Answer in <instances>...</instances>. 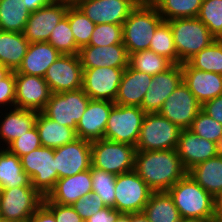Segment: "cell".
Instances as JSON below:
<instances>
[{"label": "cell", "mask_w": 222, "mask_h": 222, "mask_svg": "<svg viewBox=\"0 0 222 222\" xmlns=\"http://www.w3.org/2000/svg\"><path fill=\"white\" fill-rule=\"evenodd\" d=\"M149 50L161 55L173 64H182L177 55V50L173 40V33L168 21H162L156 28L151 39Z\"/></svg>", "instance_id": "8d00e7d4"}, {"label": "cell", "mask_w": 222, "mask_h": 222, "mask_svg": "<svg viewBox=\"0 0 222 222\" xmlns=\"http://www.w3.org/2000/svg\"><path fill=\"white\" fill-rule=\"evenodd\" d=\"M206 219L201 218H181L179 222H206Z\"/></svg>", "instance_id": "91938a15"}, {"label": "cell", "mask_w": 222, "mask_h": 222, "mask_svg": "<svg viewBox=\"0 0 222 222\" xmlns=\"http://www.w3.org/2000/svg\"><path fill=\"white\" fill-rule=\"evenodd\" d=\"M68 6L56 1L32 12L23 31L24 37L29 43L47 42L51 31L66 15Z\"/></svg>", "instance_id": "e0dca14e"}, {"label": "cell", "mask_w": 222, "mask_h": 222, "mask_svg": "<svg viewBox=\"0 0 222 222\" xmlns=\"http://www.w3.org/2000/svg\"><path fill=\"white\" fill-rule=\"evenodd\" d=\"M23 0H0V30L23 33L31 14Z\"/></svg>", "instance_id": "d6a6232c"}, {"label": "cell", "mask_w": 222, "mask_h": 222, "mask_svg": "<svg viewBox=\"0 0 222 222\" xmlns=\"http://www.w3.org/2000/svg\"><path fill=\"white\" fill-rule=\"evenodd\" d=\"M71 206L84 221L106 207L102 199L95 192L85 194Z\"/></svg>", "instance_id": "f6af8a7d"}, {"label": "cell", "mask_w": 222, "mask_h": 222, "mask_svg": "<svg viewBox=\"0 0 222 222\" xmlns=\"http://www.w3.org/2000/svg\"><path fill=\"white\" fill-rule=\"evenodd\" d=\"M20 186H32L30 177L23 171L18 156L0 148V189Z\"/></svg>", "instance_id": "4dcf8cb0"}, {"label": "cell", "mask_w": 222, "mask_h": 222, "mask_svg": "<svg viewBox=\"0 0 222 222\" xmlns=\"http://www.w3.org/2000/svg\"><path fill=\"white\" fill-rule=\"evenodd\" d=\"M125 68H83L82 89L92 100L114 102Z\"/></svg>", "instance_id": "5bb4252c"}, {"label": "cell", "mask_w": 222, "mask_h": 222, "mask_svg": "<svg viewBox=\"0 0 222 222\" xmlns=\"http://www.w3.org/2000/svg\"><path fill=\"white\" fill-rule=\"evenodd\" d=\"M134 171L154 192L168 191L188 174L175 149L136 151Z\"/></svg>", "instance_id": "6da1fadb"}, {"label": "cell", "mask_w": 222, "mask_h": 222, "mask_svg": "<svg viewBox=\"0 0 222 222\" xmlns=\"http://www.w3.org/2000/svg\"><path fill=\"white\" fill-rule=\"evenodd\" d=\"M168 22L178 58L182 63L187 62L216 39L197 17L172 19Z\"/></svg>", "instance_id": "277c9868"}, {"label": "cell", "mask_w": 222, "mask_h": 222, "mask_svg": "<svg viewBox=\"0 0 222 222\" xmlns=\"http://www.w3.org/2000/svg\"><path fill=\"white\" fill-rule=\"evenodd\" d=\"M189 130L199 137L214 143L222 136V124L208 116L202 110L193 120Z\"/></svg>", "instance_id": "7bdbcfd3"}, {"label": "cell", "mask_w": 222, "mask_h": 222, "mask_svg": "<svg viewBox=\"0 0 222 222\" xmlns=\"http://www.w3.org/2000/svg\"><path fill=\"white\" fill-rule=\"evenodd\" d=\"M92 192L102 199L106 207L114 208L115 184L117 175L98 169L91 165Z\"/></svg>", "instance_id": "ab89813d"}, {"label": "cell", "mask_w": 222, "mask_h": 222, "mask_svg": "<svg viewBox=\"0 0 222 222\" xmlns=\"http://www.w3.org/2000/svg\"><path fill=\"white\" fill-rule=\"evenodd\" d=\"M182 73L183 82L201 104L222 95V74L197 70L188 62L182 63Z\"/></svg>", "instance_id": "603a6c76"}, {"label": "cell", "mask_w": 222, "mask_h": 222, "mask_svg": "<svg viewBox=\"0 0 222 222\" xmlns=\"http://www.w3.org/2000/svg\"><path fill=\"white\" fill-rule=\"evenodd\" d=\"M121 214V212L112 207H105L89 217L85 222H116Z\"/></svg>", "instance_id": "681fc988"}, {"label": "cell", "mask_w": 222, "mask_h": 222, "mask_svg": "<svg viewBox=\"0 0 222 222\" xmlns=\"http://www.w3.org/2000/svg\"><path fill=\"white\" fill-rule=\"evenodd\" d=\"M216 156L222 157V136L215 142Z\"/></svg>", "instance_id": "11a10c76"}, {"label": "cell", "mask_w": 222, "mask_h": 222, "mask_svg": "<svg viewBox=\"0 0 222 222\" xmlns=\"http://www.w3.org/2000/svg\"><path fill=\"white\" fill-rule=\"evenodd\" d=\"M90 100L82 88L75 91L52 93L42 112L59 125L76 130Z\"/></svg>", "instance_id": "9c48e42d"}, {"label": "cell", "mask_w": 222, "mask_h": 222, "mask_svg": "<svg viewBox=\"0 0 222 222\" xmlns=\"http://www.w3.org/2000/svg\"><path fill=\"white\" fill-rule=\"evenodd\" d=\"M28 222H56L54 214L42 203Z\"/></svg>", "instance_id": "f907efd6"}, {"label": "cell", "mask_w": 222, "mask_h": 222, "mask_svg": "<svg viewBox=\"0 0 222 222\" xmlns=\"http://www.w3.org/2000/svg\"><path fill=\"white\" fill-rule=\"evenodd\" d=\"M152 77V75L145 72L134 70L129 66L126 67L114 103L117 105L140 107L149 89Z\"/></svg>", "instance_id": "484cf974"}, {"label": "cell", "mask_w": 222, "mask_h": 222, "mask_svg": "<svg viewBox=\"0 0 222 222\" xmlns=\"http://www.w3.org/2000/svg\"><path fill=\"white\" fill-rule=\"evenodd\" d=\"M53 214L56 222H85L71 205L43 203Z\"/></svg>", "instance_id": "7dc6e473"}, {"label": "cell", "mask_w": 222, "mask_h": 222, "mask_svg": "<svg viewBox=\"0 0 222 222\" xmlns=\"http://www.w3.org/2000/svg\"><path fill=\"white\" fill-rule=\"evenodd\" d=\"M0 222H11V221H7L5 219L0 218Z\"/></svg>", "instance_id": "be15d7a7"}, {"label": "cell", "mask_w": 222, "mask_h": 222, "mask_svg": "<svg viewBox=\"0 0 222 222\" xmlns=\"http://www.w3.org/2000/svg\"><path fill=\"white\" fill-rule=\"evenodd\" d=\"M181 218H215L213 196L205 191L189 174L168 191Z\"/></svg>", "instance_id": "7a4b0ae2"}, {"label": "cell", "mask_w": 222, "mask_h": 222, "mask_svg": "<svg viewBox=\"0 0 222 222\" xmlns=\"http://www.w3.org/2000/svg\"><path fill=\"white\" fill-rule=\"evenodd\" d=\"M5 107V108H4ZM15 107V71H11L0 81V108Z\"/></svg>", "instance_id": "bcb514c9"}, {"label": "cell", "mask_w": 222, "mask_h": 222, "mask_svg": "<svg viewBox=\"0 0 222 222\" xmlns=\"http://www.w3.org/2000/svg\"><path fill=\"white\" fill-rule=\"evenodd\" d=\"M47 42L61 54L77 55L79 53L80 48L76 45L74 35L69 25V20L66 15L51 31Z\"/></svg>", "instance_id": "f35d334b"}, {"label": "cell", "mask_w": 222, "mask_h": 222, "mask_svg": "<svg viewBox=\"0 0 222 222\" xmlns=\"http://www.w3.org/2000/svg\"><path fill=\"white\" fill-rule=\"evenodd\" d=\"M131 222H149V220L143 214V212H139V213H131Z\"/></svg>", "instance_id": "db71d44e"}, {"label": "cell", "mask_w": 222, "mask_h": 222, "mask_svg": "<svg viewBox=\"0 0 222 222\" xmlns=\"http://www.w3.org/2000/svg\"><path fill=\"white\" fill-rule=\"evenodd\" d=\"M77 6L96 25L102 23L120 24L128 18L137 6L136 0H82Z\"/></svg>", "instance_id": "d6986e66"}, {"label": "cell", "mask_w": 222, "mask_h": 222, "mask_svg": "<svg viewBox=\"0 0 222 222\" xmlns=\"http://www.w3.org/2000/svg\"><path fill=\"white\" fill-rule=\"evenodd\" d=\"M197 18L216 39H222V0H203Z\"/></svg>", "instance_id": "60d3db41"}, {"label": "cell", "mask_w": 222, "mask_h": 222, "mask_svg": "<svg viewBox=\"0 0 222 222\" xmlns=\"http://www.w3.org/2000/svg\"><path fill=\"white\" fill-rule=\"evenodd\" d=\"M154 191L134 171L117 175L114 209L124 214L142 212Z\"/></svg>", "instance_id": "8fae6325"}, {"label": "cell", "mask_w": 222, "mask_h": 222, "mask_svg": "<svg viewBox=\"0 0 222 222\" xmlns=\"http://www.w3.org/2000/svg\"><path fill=\"white\" fill-rule=\"evenodd\" d=\"M149 222H179L181 216L167 191L153 192L143 209Z\"/></svg>", "instance_id": "1f68e13d"}, {"label": "cell", "mask_w": 222, "mask_h": 222, "mask_svg": "<svg viewBox=\"0 0 222 222\" xmlns=\"http://www.w3.org/2000/svg\"><path fill=\"white\" fill-rule=\"evenodd\" d=\"M66 16L68 17L76 45L79 48L88 45L96 24L77 5H69Z\"/></svg>", "instance_id": "74e56055"}, {"label": "cell", "mask_w": 222, "mask_h": 222, "mask_svg": "<svg viewBox=\"0 0 222 222\" xmlns=\"http://www.w3.org/2000/svg\"><path fill=\"white\" fill-rule=\"evenodd\" d=\"M136 148L127 143L100 139L91 142L92 166L119 175L134 170Z\"/></svg>", "instance_id": "8992f818"}, {"label": "cell", "mask_w": 222, "mask_h": 222, "mask_svg": "<svg viewBox=\"0 0 222 222\" xmlns=\"http://www.w3.org/2000/svg\"><path fill=\"white\" fill-rule=\"evenodd\" d=\"M61 55L50 43H30L15 73L44 77L48 67Z\"/></svg>", "instance_id": "4316f807"}, {"label": "cell", "mask_w": 222, "mask_h": 222, "mask_svg": "<svg viewBox=\"0 0 222 222\" xmlns=\"http://www.w3.org/2000/svg\"><path fill=\"white\" fill-rule=\"evenodd\" d=\"M201 110L222 124V95L204 102Z\"/></svg>", "instance_id": "c3c4849f"}, {"label": "cell", "mask_w": 222, "mask_h": 222, "mask_svg": "<svg viewBox=\"0 0 222 222\" xmlns=\"http://www.w3.org/2000/svg\"><path fill=\"white\" fill-rule=\"evenodd\" d=\"M201 108L202 104L182 81L166 99L158 113L180 129H189Z\"/></svg>", "instance_id": "4fadbf2b"}, {"label": "cell", "mask_w": 222, "mask_h": 222, "mask_svg": "<svg viewBox=\"0 0 222 222\" xmlns=\"http://www.w3.org/2000/svg\"><path fill=\"white\" fill-rule=\"evenodd\" d=\"M40 137L36 126L30 131L23 134L20 138L15 139L6 149L19 158L41 147Z\"/></svg>", "instance_id": "ee69618b"}, {"label": "cell", "mask_w": 222, "mask_h": 222, "mask_svg": "<svg viewBox=\"0 0 222 222\" xmlns=\"http://www.w3.org/2000/svg\"><path fill=\"white\" fill-rule=\"evenodd\" d=\"M118 43H123V26L120 24L102 23L95 25L88 45L110 46Z\"/></svg>", "instance_id": "b9f144b4"}, {"label": "cell", "mask_w": 222, "mask_h": 222, "mask_svg": "<svg viewBox=\"0 0 222 222\" xmlns=\"http://www.w3.org/2000/svg\"><path fill=\"white\" fill-rule=\"evenodd\" d=\"M37 114V111L16 107L0 109V148H7L15 139L30 131L35 126Z\"/></svg>", "instance_id": "d4e9b609"}, {"label": "cell", "mask_w": 222, "mask_h": 222, "mask_svg": "<svg viewBox=\"0 0 222 222\" xmlns=\"http://www.w3.org/2000/svg\"><path fill=\"white\" fill-rule=\"evenodd\" d=\"M23 171L30 177L31 185L42 196L54 189L58 180L54 149L41 146L20 157Z\"/></svg>", "instance_id": "ba28073f"}, {"label": "cell", "mask_w": 222, "mask_h": 222, "mask_svg": "<svg viewBox=\"0 0 222 222\" xmlns=\"http://www.w3.org/2000/svg\"><path fill=\"white\" fill-rule=\"evenodd\" d=\"M188 174L213 197L222 190V157H213L195 165Z\"/></svg>", "instance_id": "f546056e"}, {"label": "cell", "mask_w": 222, "mask_h": 222, "mask_svg": "<svg viewBox=\"0 0 222 222\" xmlns=\"http://www.w3.org/2000/svg\"><path fill=\"white\" fill-rule=\"evenodd\" d=\"M203 0H160L155 5L164 21L198 16Z\"/></svg>", "instance_id": "e575fe53"}, {"label": "cell", "mask_w": 222, "mask_h": 222, "mask_svg": "<svg viewBox=\"0 0 222 222\" xmlns=\"http://www.w3.org/2000/svg\"><path fill=\"white\" fill-rule=\"evenodd\" d=\"M175 150L187 171L216 157L215 143L199 137L189 129H181Z\"/></svg>", "instance_id": "cb8c5ba5"}, {"label": "cell", "mask_w": 222, "mask_h": 222, "mask_svg": "<svg viewBox=\"0 0 222 222\" xmlns=\"http://www.w3.org/2000/svg\"><path fill=\"white\" fill-rule=\"evenodd\" d=\"M187 62L197 70L222 74V39H215Z\"/></svg>", "instance_id": "d590c367"}, {"label": "cell", "mask_w": 222, "mask_h": 222, "mask_svg": "<svg viewBox=\"0 0 222 222\" xmlns=\"http://www.w3.org/2000/svg\"><path fill=\"white\" fill-rule=\"evenodd\" d=\"M214 215L216 219H222V190L213 197Z\"/></svg>", "instance_id": "f5cc1de1"}, {"label": "cell", "mask_w": 222, "mask_h": 222, "mask_svg": "<svg viewBox=\"0 0 222 222\" xmlns=\"http://www.w3.org/2000/svg\"><path fill=\"white\" fill-rule=\"evenodd\" d=\"M26 4L27 9L30 13L40 9L41 7L47 6L58 0H23Z\"/></svg>", "instance_id": "816d5d0a"}, {"label": "cell", "mask_w": 222, "mask_h": 222, "mask_svg": "<svg viewBox=\"0 0 222 222\" xmlns=\"http://www.w3.org/2000/svg\"><path fill=\"white\" fill-rule=\"evenodd\" d=\"M206 222H222V219L213 218L211 220H207Z\"/></svg>", "instance_id": "6125c7cd"}, {"label": "cell", "mask_w": 222, "mask_h": 222, "mask_svg": "<svg viewBox=\"0 0 222 222\" xmlns=\"http://www.w3.org/2000/svg\"><path fill=\"white\" fill-rule=\"evenodd\" d=\"M92 193L90 169L73 176L58 179L54 189L43 198L42 203L72 205L85 194Z\"/></svg>", "instance_id": "44dd1931"}, {"label": "cell", "mask_w": 222, "mask_h": 222, "mask_svg": "<svg viewBox=\"0 0 222 222\" xmlns=\"http://www.w3.org/2000/svg\"><path fill=\"white\" fill-rule=\"evenodd\" d=\"M52 92L43 77L15 73V107L42 112Z\"/></svg>", "instance_id": "2e32d148"}, {"label": "cell", "mask_w": 222, "mask_h": 222, "mask_svg": "<svg viewBox=\"0 0 222 222\" xmlns=\"http://www.w3.org/2000/svg\"><path fill=\"white\" fill-rule=\"evenodd\" d=\"M35 126L44 147L55 149L77 139L75 129L59 125L43 112H38Z\"/></svg>", "instance_id": "83f0119b"}, {"label": "cell", "mask_w": 222, "mask_h": 222, "mask_svg": "<svg viewBox=\"0 0 222 222\" xmlns=\"http://www.w3.org/2000/svg\"><path fill=\"white\" fill-rule=\"evenodd\" d=\"M182 81V64H174L167 71L154 75L140 108L145 113H158Z\"/></svg>", "instance_id": "ac0fdd59"}, {"label": "cell", "mask_w": 222, "mask_h": 222, "mask_svg": "<svg viewBox=\"0 0 222 222\" xmlns=\"http://www.w3.org/2000/svg\"><path fill=\"white\" fill-rule=\"evenodd\" d=\"M181 129L159 113H146L136 151L176 149Z\"/></svg>", "instance_id": "5b68a950"}, {"label": "cell", "mask_w": 222, "mask_h": 222, "mask_svg": "<svg viewBox=\"0 0 222 222\" xmlns=\"http://www.w3.org/2000/svg\"><path fill=\"white\" fill-rule=\"evenodd\" d=\"M43 198L33 186L0 189V215L11 222H28Z\"/></svg>", "instance_id": "30bf717a"}, {"label": "cell", "mask_w": 222, "mask_h": 222, "mask_svg": "<svg viewBox=\"0 0 222 222\" xmlns=\"http://www.w3.org/2000/svg\"><path fill=\"white\" fill-rule=\"evenodd\" d=\"M114 102L90 100L76 127L77 138L90 142L104 139L105 128Z\"/></svg>", "instance_id": "ffe728a7"}, {"label": "cell", "mask_w": 222, "mask_h": 222, "mask_svg": "<svg viewBox=\"0 0 222 222\" xmlns=\"http://www.w3.org/2000/svg\"><path fill=\"white\" fill-rule=\"evenodd\" d=\"M52 93L79 90L83 86V68L77 55L61 54L43 77Z\"/></svg>", "instance_id": "7c38bea8"}, {"label": "cell", "mask_w": 222, "mask_h": 222, "mask_svg": "<svg viewBox=\"0 0 222 222\" xmlns=\"http://www.w3.org/2000/svg\"><path fill=\"white\" fill-rule=\"evenodd\" d=\"M60 2H64L68 5H77L82 0H58Z\"/></svg>", "instance_id": "94428289"}, {"label": "cell", "mask_w": 222, "mask_h": 222, "mask_svg": "<svg viewBox=\"0 0 222 222\" xmlns=\"http://www.w3.org/2000/svg\"><path fill=\"white\" fill-rule=\"evenodd\" d=\"M145 114L140 107L115 104L108 117L104 139L136 147Z\"/></svg>", "instance_id": "52a82bcc"}, {"label": "cell", "mask_w": 222, "mask_h": 222, "mask_svg": "<svg viewBox=\"0 0 222 222\" xmlns=\"http://www.w3.org/2000/svg\"><path fill=\"white\" fill-rule=\"evenodd\" d=\"M160 0H136L138 5H150L155 6Z\"/></svg>", "instance_id": "6f0895ef"}, {"label": "cell", "mask_w": 222, "mask_h": 222, "mask_svg": "<svg viewBox=\"0 0 222 222\" xmlns=\"http://www.w3.org/2000/svg\"><path fill=\"white\" fill-rule=\"evenodd\" d=\"M163 21L155 6L138 5L123 22V44L128 55L149 50L157 26Z\"/></svg>", "instance_id": "3957f363"}, {"label": "cell", "mask_w": 222, "mask_h": 222, "mask_svg": "<svg viewBox=\"0 0 222 222\" xmlns=\"http://www.w3.org/2000/svg\"><path fill=\"white\" fill-rule=\"evenodd\" d=\"M78 56L82 68L128 67L129 55L123 43L110 46L86 45L79 49Z\"/></svg>", "instance_id": "7402d4cb"}, {"label": "cell", "mask_w": 222, "mask_h": 222, "mask_svg": "<svg viewBox=\"0 0 222 222\" xmlns=\"http://www.w3.org/2000/svg\"><path fill=\"white\" fill-rule=\"evenodd\" d=\"M10 72L11 70L8 67L0 64V81L4 79Z\"/></svg>", "instance_id": "9f6ffc18"}, {"label": "cell", "mask_w": 222, "mask_h": 222, "mask_svg": "<svg viewBox=\"0 0 222 222\" xmlns=\"http://www.w3.org/2000/svg\"><path fill=\"white\" fill-rule=\"evenodd\" d=\"M116 222H131V214L122 213Z\"/></svg>", "instance_id": "680465c9"}, {"label": "cell", "mask_w": 222, "mask_h": 222, "mask_svg": "<svg viewBox=\"0 0 222 222\" xmlns=\"http://www.w3.org/2000/svg\"><path fill=\"white\" fill-rule=\"evenodd\" d=\"M54 161L58 179L90 169L92 165L91 142L77 138L73 142L55 148Z\"/></svg>", "instance_id": "9a60e30c"}, {"label": "cell", "mask_w": 222, "mask_h": 222, "mask_svg": "<svg viewBox=\"0 0 222 222\" xmlns=\"http://www.w3.org/2000/svg\"><path fill=\"white\" fill-rule=\"evenodd\" d=\"M23 33L0 30V64L16 71L29 46Z\"/></svg>", "instance_id": "f1b7e54d"}, {"label": "cell", "mask_w": 222, "mask_h": 222, "mask_svg": "<svg viewBox=\"0 0 222 222\" xmlns=\"http://www.w3.org/2000/svg\"><path fill=\"white\" fill-rule=\"evenodd\" d=\"M173 65L170 60L151 50H143L129 54L128 66L130 68L152 76L167 71Z\"/></svg>", "instance_id": "836d02e7"}]
</instances>
